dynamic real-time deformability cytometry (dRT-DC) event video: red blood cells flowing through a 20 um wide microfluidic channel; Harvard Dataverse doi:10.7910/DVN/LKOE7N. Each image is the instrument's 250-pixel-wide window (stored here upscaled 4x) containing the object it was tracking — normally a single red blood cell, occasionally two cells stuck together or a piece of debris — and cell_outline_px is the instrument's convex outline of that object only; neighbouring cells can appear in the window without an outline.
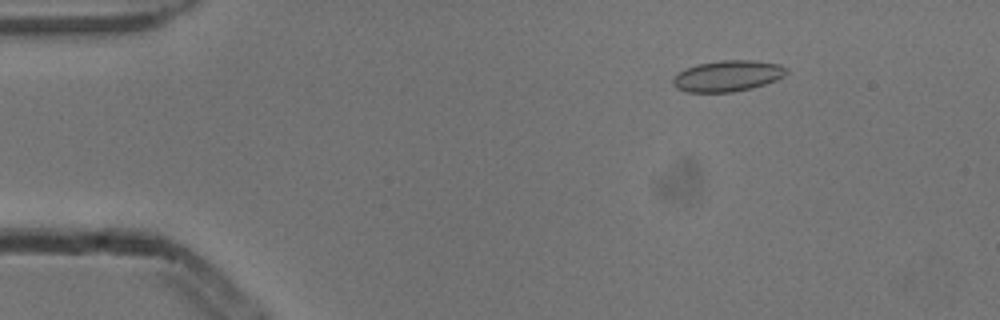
{"species": "common noctule bat (a hibernating species)", "species_latin": "Nyctalus noctula", "temperature_condition": "cold", "stored_images_in_passage": 5, "camera_frame_rate_fps": 3000, "um_per_image_px": 0.085, "animal": {"sex": "male", "body_mass_g": 13.3}, "frame": {"image": 1, "passage_image": 2, "time_ms": 0.333, "image_size_px": [1000, 320], "cell_outline_px": [[788, 72], [784, 76], [776, 80], [752, 88], [732, 92], [688, 92], [676, 88], [672, 84], [672, 80], [680, 72], [688, 68], [700, 64], [720, 60], [752, 60], [780, 64], [788, 68]], "centroid_in_image_um": [61.89, 6.46], "position_along_channel_um": 23.1, "area_um2": 20.4}}
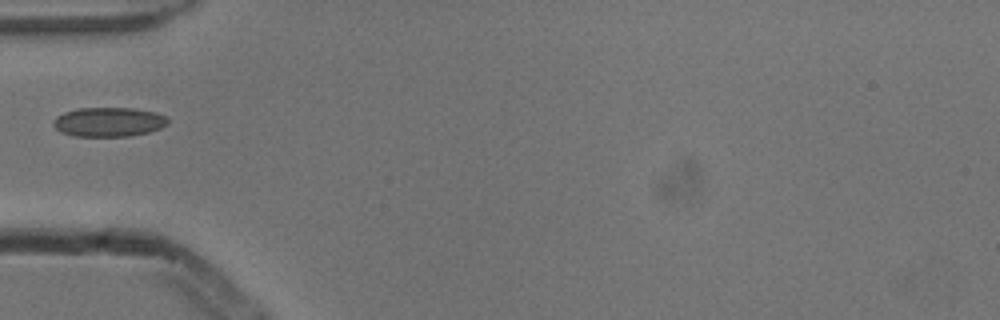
{"frame": {"image": 2, "passage_image": 5, "time_ms": 1.333, "image_size_px": [1000, 320], "cell_outline_px": [[168, 124], [160, 128], [148, 132], [128, 136], [76, 136], [60, 132], [52, 124], [52, 120], [56, 116], [64, 112], [76, 108], [136, 108], [156, 112], [168, 116]], "centroid_in_image_um": [9.24, 10.35], "position_along_channel_um": 75.8, "area_um2": 19.77}}